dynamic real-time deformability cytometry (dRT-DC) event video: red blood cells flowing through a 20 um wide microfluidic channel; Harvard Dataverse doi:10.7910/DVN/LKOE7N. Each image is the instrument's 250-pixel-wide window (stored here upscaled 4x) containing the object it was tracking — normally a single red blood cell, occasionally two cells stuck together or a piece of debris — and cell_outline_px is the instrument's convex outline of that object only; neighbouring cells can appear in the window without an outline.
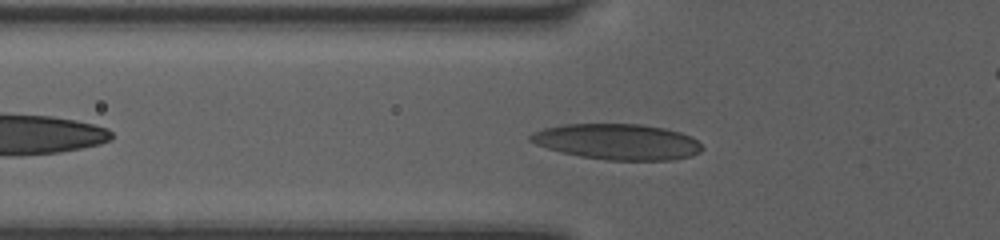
{"species": "human", "species_latin": "Homo sapiens", "temperature_condition": "room temperature", "stored_images_in_passage": 39, "camera_frame_rate_fps": 3000, "um_per_image_px": 0.085, "donor": {"sex": "female"}, "frame": {"image": 1, "passage_image": 6, "time_ms": 1.667, "image_size_px": [1000, 240], "cell_outline_px": [[704, 148], [700, 152], [692, 156], [672, 160], [608, 160], [580, 156], [560, 152], [536, 144], [528, 140], [528, 136], [532, 132], [544, 128], [560, 124], [644, 124], [664, 128], [680, 132], [692, 136]], "centroid_in_image_um": [52.48, 12.04], "position_along_channel_um": 73.3, "area_um2": 36.01}}
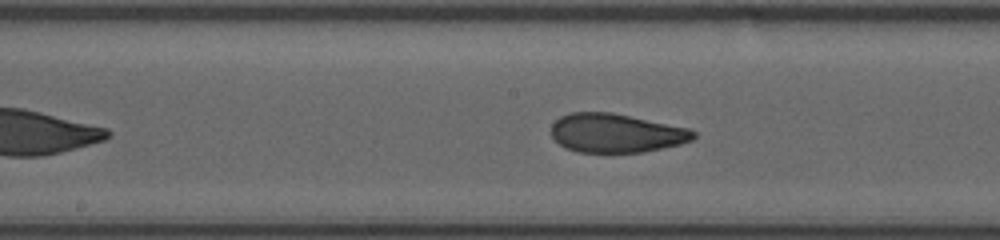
{"frame": {"image": 2, "passage_image": 15, "time_ms": 4.667, "image_size_px": [1000, 240], "cell_outline_px": [[696, 136], [692, 140], [680, 144], [644, 152], [576, 152], [564, 148], [552, 136], [552, 124], [560, 116], [568, 112], [612, 112], [688, 128], [696, 132]], "centroid_in_image_um": [52.35, 11.31], "position_along_channel_um": 195.9, "area_um2": 32.25}}
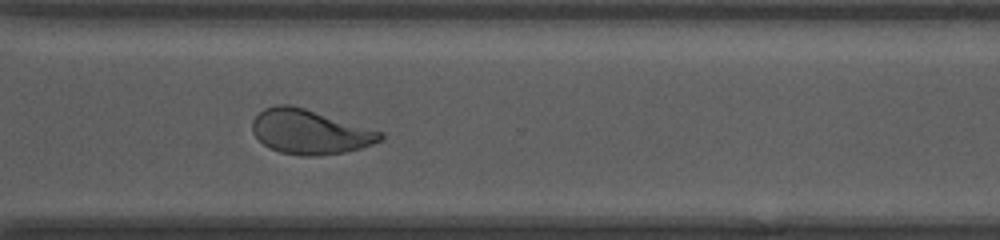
{"frame": {"image": 3, "passage_image": 26, "time_ms": 8.333, "image_size_px": [1000, 240], "cell_outline_px": [[384, 136], [380, 140], [372, 144], [360, 148], [344, 152], [316, 156], [300, 156], [280, 152], [264, 144], [252, 132], [252, 120], [264, 108], [276, 104], [288, 104], [304, 108], [384, 132]], "centroid_in_image_um": [26.33, 11.2], "position_along_channel_um": 344.3, "area_um2": 33.0}, "authors_computed_cell_mechanics": {"area_um2": 33.0038, "velocity_mm_per_s": 4.069, "shape_relaxation_time_tau1_ms": 8.4069, "shape_relaxation_time_tau2_ms": 1.0867, "deformation_change_tau1": 0.2491, "deformation_change_tau2": 0.0742}}